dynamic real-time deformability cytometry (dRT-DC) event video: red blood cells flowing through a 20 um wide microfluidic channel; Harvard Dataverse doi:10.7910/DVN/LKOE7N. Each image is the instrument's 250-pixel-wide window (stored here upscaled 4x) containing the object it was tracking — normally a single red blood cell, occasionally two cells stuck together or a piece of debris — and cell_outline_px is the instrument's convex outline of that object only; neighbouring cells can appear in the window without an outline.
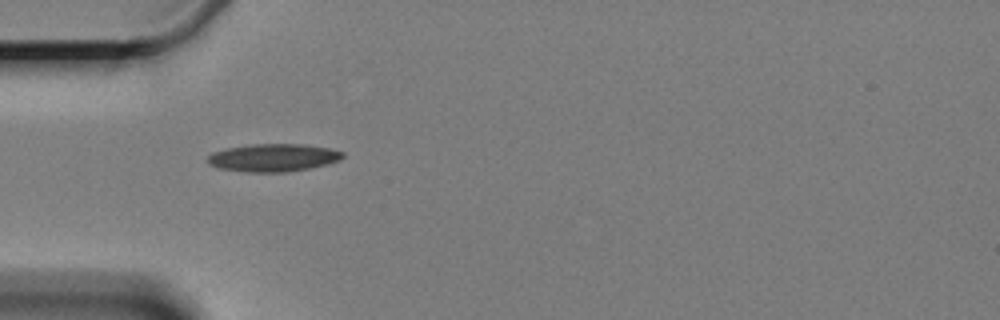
{"species": "Egyptian fruit bat (a non-hibernating species)", "species_latin": "Rousettus aegyptiacus", "temperature_condition": "cold", "stored_images_in_passage": 3, "camera_frame_rate_fps": 3000, "um_per_image_px": 0.085, "animal": {"sex": "female"}, "frame": {"image": 1, "passage_image": 1, "time_ms": 0.0, "image_size_px": [1000, 320], "cell_outline_px": [[344, 156], [340, 160], [328, 164], [288, 172], [248, 172], [220, 168], [208, 164], [208, 156], [212, 152], [224, 148], [252, 144], [304, 144], [328, 148], [344, 152]], "centroid_in_image_um": [23.22, 13.39], "position_along_channel_um": 61.8, "area_um2": 21.91}}
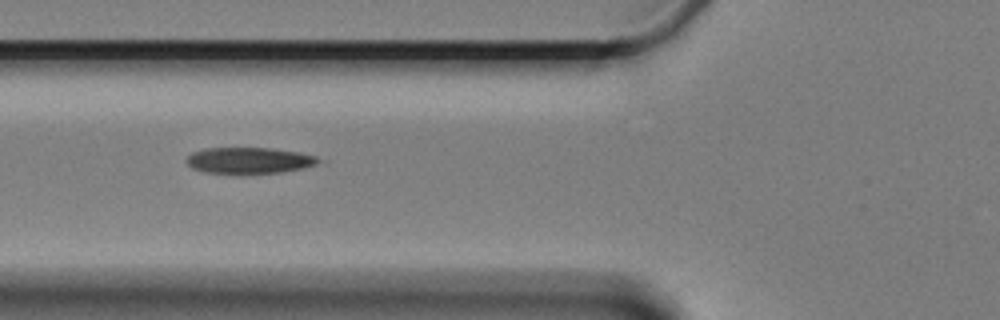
{"frame": {"image": 2, "passage_image": 2, "time_ms": 1.333, "image_size_px": [1000, 320], "cell_outline_px": [[328, 160], [304, 168], [280, 172], [240, 176], [204, 172], [192, 168], [188, 164], [188, 156], [192, 152], [204, 148], [272, 148], [300, 152], [316, 156]], "centroid_in_image_um": [21.23, 13.67], "position_along_channel_um": 104.6, "area_um2": 20.98}}
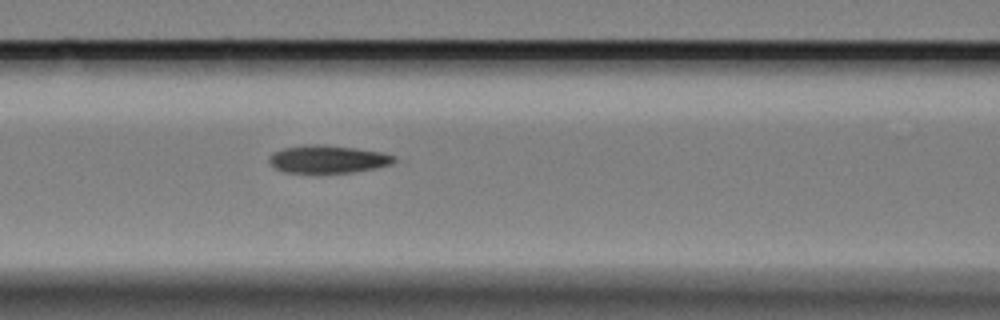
{"frame": {"image": 3, "passage_image": 3, "time_ms": 2.333, "image_size_px": [1000, 320], "cell_outline_px": [[396, 160], [392, 164], [376, 168], [352, 172], [284, 172], [276, 168], [268, 160], [268, 156], [272, 152], [284, 148], [308, 144], [316, 144], [356, 148], [380, 152], [392, 156]], "centroid_in_image_um": [27.84, 13.52], "position_along_channel_um": 138.8, "area_um2": 19.94}}